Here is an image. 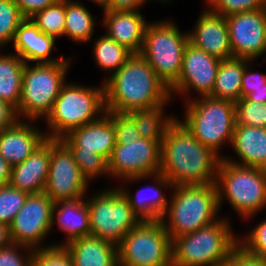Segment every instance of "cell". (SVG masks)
Segmentation results:
<instances>
[{"label": "cell", "mask_w": 266, "mask_h": 266, "mask_svg": "<svg viewBox=\"0 0 266 266\" xmlns=\"http://www.w3.org/2000/svg\"><path fill=\"white\" fill-rule=\"evenodd\" d=\"M221 158L202 145L179 121L168 127L161 142L162 173L173 186L216 184Z\"/></svg>", "instance_id": "obj_1"}, {"label": "cell", "mask_w": 266, "mask_h": 266, "mask_svg": "<svg viewBox=\"0 0 266 266\" xmlns=\"http://www.w3.org/2000/svg\"><path fill=\"white\" fill-rule=\"evenodd\" d=\"M103 84L106 112L127 114L172 100L170 89L140 53H133Z\"/></svg>", "instance_id": "obj_2"}, {"label": "cell", "mask_w": 266, "mask_h": 266, "mask_svg": "<svg viewBox=\"0 0 266 266\" xmlns=\"http://www.w3.org/2000/svg\"><path fill=\"white\" fill-rule=\"evenodd\" d=\"M172 193L171 202L161 219L172 240L180 235L195 232L219 219L216 184L173 186Z\"/></svg>", "instance_id": "obj_3"}, {"label": "cell", "mask_w": 266, "mask_h": 266, "mask_svg": "<svg viewBox=\"0 0 266 266\" xmlns=\"http://www.w3.org/2000/svg\"><path fill=\"white\" fill-rule=\"evenodd\" d=\"M224 217L172 240V266H225L238 237Z\"/></svg>", "instance_id": "obj_4"}, {"label": "cell", "mask_w": 266, "mask_h": 266, "mask_svg": "<svg viewBox=\"0 0 266 266\" xmlns=\"http://www.w3.org/2000/svg\"><path fill=\"white\" fill-rule=\"evenodd\" d=\"M101 85L91 87L67 81L45 118L50 130L46 137L60 139L72 129L93 122L106 113L103 82Z\"/></svg>", "instance_id": "obj_5"}, {"label": "cell", "mask_w": 266, "mask_h": 266, "mask_svg": "<svg viewBox=\"0 0 266 266\" xmlns=\"http://www.w3.org/2000/svg\"><path fill=\"white\" fill-rule=\"evenodd\" d=\"M185 105L184 120L179 121L202 145L223 159L219 150L223 143L231 145L236 124L235 103L211 96L190 100L188 96Z\"/></svg>", "instance_id": "obj_6"}, {"label": "cell", "mask_w": 266, "mask_h": 266, "mask_svg": "<svg viewBox=\"0 0 266 266\" xmlns=\"http://www.w3.org/2000/svg\"><path fill=\"white\" fill-rule=\"evenodd\" d=\"M216 187L219 209L225 198L243 219L252 218L266 207V170L221 159Z\"/></svg>", "instance_id": "obj_7"}, {"label": "cell", "mask_w": 266, "mask_h": 266, "mask_svg": "<svg viewBox=\"0 0 266 266\" xmlns=\"http://www.w3.org/2000/svg\"><path fill=\"white\" fill-rule=\"evenodd\" d=\"M70 60L64 58L55 63H26L23 72L22 94L17 112L18 118L34 121L45 119L51 112L62 86ZM21 116V117H20Z\"/></svg>", "instance_id": "obj_8"}, {"label": "cell", "mask_w": 266, "mask_h": 266, "mask_svg": "<svg viewBox=\"0 0 266 266\" xmlns=\"http://www.w3.org/2000/svg\"><path fill=\"white\" fill-rule=\"evenodd\" d=\"M188 32H180L171 21L148 23L140 54L170 88L179 78Z\"/></svg>", "instance_id": "obj_9"}, {"label": "cell", "mask_w": 266, "mask_h": 266, "mask_svg": "<svg viewBox=\"0 0 266 266\" xmlns=\"http://www.w3.org/2000/svg\"><path fill=\"white\" fill-rule=\"evenodd\" d=\"M95 194L86 201L90 235L118 245L141 220L117 186Z\"/></svg>", "instance_id": "obj_10"}, {"label": "cell", "mask_w": 266, "mask_h": 266, "mask_svg": "<svg viewBox=\"0 0 266 266\" xmlns=\"http://www.w3.org/2000/svg\"><path fill=\"white\" fill-rule=\"evenodd\" d=\"M119 266H172V239L161 221H141L118 244Z\"/></svg>", "instance_id": "obj_11"}, {"label": "cell", "mask_w": 266, "mask_h": 266, "mask_svg": "<svg viewBox=\"0 0 266 266\" xmlns=\"http://www.w3.org/2000/svg\"><path fill=\"white\" fill-rule=\"evenodd\" d=\"M161 168V143L139 138L131 141H116L108 159L109 175L130 181L150 178Z\"/></svg>", "instance_id": "obj_12"}, {"label": "cell", "mask_w": 266, "mask_h": 266, "mask_svg": "<svg viewBox=\"0 0 266 266\" xmlns=\"http://www.w3.org/2000/svg\"><path fill=\"white\" fill-rule=\"evenodd\" d=\"M88 183L70 150L59 139H50V166L44 189L50 199L54 203L82 199Z\"/></svg>", "instance_id": "obj_13"}, {"label": "cell", "mask_w": 266, "mask_h": 266, "mask_svg": "<svg viewBox=\"0 0 266 266\" xmlns=\"http://www.w3.org/2000/svg\"><path fill=\"white\" fill-rule=\"evenodd\" d=\"M53 206L45 192L29 194L9 226L12 243L34 250L45 248L42 241L51 233Z\"/></svg>", "instance_id": "obj_14"}, {"label": "cell", "mask_w": 266, "mask_h": 266, "mask_svg": "<svg viewBox=\"0 0 266 266\" xmlns=\"http://www.w3.org/2000/svg\"><path fill=\"white\" fill-rule=\"evenodd\" d=\"M225 17L232 57L254 61L266 53V8Z\"/></svg>", "instance_id": "obj_15"}, {"label": "cell", "mask_w": 266, "mask_h": 266, "mask_svg": "<svg viewBox=\"0 0 266 266\" xmlns=\"http://www.w3.org/2000/svg\"><path fill=\"white\" fill-rule=\"evenodd\" d=\"M220 62V59L188 41L183 55L180 76L169 88L172 100L173 94L187 96L193 89L200 97L209 96L215 85Z\"/></svg>", "instance_id": "obj_16"}, {"label": "cell", "mask_w": 266, "mask_h": 266, "mask_svg": "<svg viewBox=\"0 0 266 266\" xmlns=\"http://www.w3.org/2000/svg\"><path fill=\"white\" fill-rule=\"evenodd\" d=\"M59 140L68 149L95 152L108 161L116 145L113 119L106 112L99 119L72 129Z\"/></svg>", "instance_id": "obj_17"}, {"label": "cell", "mask_w": 266, "mask_h": 266, "mask_svg": "<svg viewBox=\"0 0 266 266\" xmlns=\"http://www.w3.org/2000/svg\"><path fill=\"white\" fill-rule=\"evenodd\" d=\"M189 42L206 53L225 60L232 58L226 17L209 9L203 11L194 31H188Z\"/></svg>", "instance_id": "obj_18"}, {"label": "cell", "mask_w": 266, "mask_h": 266, "mask_svg": "<svg viewBox=\"0 0 266 266\" xmlns=\"http://www.w3.org/2000/svg\"><path fill=\"white\" fill-rule=\"evenodd\" d=\"M29 122L20 119L0 131V155L11 166L24 162L47 139L43 131Z\"/></svg>", "instance_id": "obj_19"}, {"label": "cell", "mask_w": 266, "mask_h": 266, "mask_svg": "<svg viewBox=\"0 0 266 266\" xmlns=\"http://www.w3.org/2000/svg\"><path fill=\"white\" fill-rule=\"evenodd\" d=\"M50 166V139L47 138L24 162L11 167L10 185L27 192H44Z\"/></svg>", "instance_id": "obj_20"}, {"label": "cell", "mask_w": 266, "mask_h": 266, "mask_svg": "<svg viewBox=\"0 0 266 266\" xmlns=\"http://www.w3.org/2000/svg\"><path fill=\"white\" fill-rule=\"evenodd\" d=\"M103 15L102 24L107 28L105 34L132 53H140L149 23L140 10L104 11Z\"/></svg>", "instance_id": "obj_21"}, {"label": "cell", "mask_w": 266, "mask_h": 266, "mask_svg": "<svg viewBox=\"0 0 266 266\" xmlns=\"http://www.w3.org/2000/svg\"><path fill=\"white\" fill-rule=\"evenodd\" d=\"M55 40L41 32L30 19H25L15 32L12 46L25 63H55L64 59L50 57Z\"/></svg>", "instance_id": "obj_22"}, {"label": "cell", "mask_w": 266, "mask_h": 266, "mask_svg": "<svg viewBox=\"0 0 266 266\" xmlns=\"http://www.w3.org/2000/svg\"><path fill=\"white\" fill-rule=\"evenodd\" d=\"M240 161L223 159L240 166L266 170V128L235 124L231 145Z\"/></svg>", "instance_id": "obj_23"}, {"label": "cell", "mask_w": 266, "mask_h": 266, "mask_svg": "<svg viewBox=\"0 0 266 266\" xmlns=\"http://www.w3.org/2000/svg\"><path fill=\"white\" fill-rule=\"evenodd\" d=\"M149 177L153 178L152 181L154 180L155 185H147L137 190L135 196L129 192L130 190L124 188V186H121V188L119 186L117 187L128 199L129 205L141 221H161L169 204V200L162 193L161 188H173V184L160 172L151 174ZM145 189L147 192H151V195L148 196L145 193ZM142 193H145V196Z\"/></svg>", "instance_id": "obj_24"}, {"label": "cell", "mask_w": 266, "mask_h": 266, "mask_svg": "<svg viewBox=\"0 0 266 266\" xmlns=\"http://www.w3.org/2000/svg\"><path fill=\"white\" fill-rule=\"evenodd\" d=\"M74 266H119L118 245L92 235L74 239L64 245Z\"/></svg>", "instance_id": "obj_25"}, {"label": "cell", "mask_w": 266, "mask_h": 266, "mask_svg": "<svg viewBox=\"0 0 266 266\" xmlns=\"http://www.w3.org/2000/svg\"><path fill=\"white\" fill-rule=\"evenodd\" d=\"M55 221L67 235L66 242L56 243V246H64L74 239L90 235L89 209L83 198L55 202L52 210V228Z\"/></svg>", "instance_id": "obj_26"}, {"label": "cell", "mask_w": 266, "mask_h": 266, "mask_svg": "<svg viewBox=\"0 0 266 266\" xmlns=\"http://www.w3.org/2000/svg\"><path fill=\"white\" fill-rule=\"evenodd\" d=\"M245 58H229L221 60L214 88L209 96L236 103L242 98L241 86L245 66L249 62Z\"/></svg>", "instance_id": "obj_27"}, {"label": "cell", "mask_w": 266, "mask_h": 266, "mask_svg": "<svg viewBox=\"0 0 266 266\" xmlns=\"http://www.w3.org/2000/svg\"><path fill=\"white\" fill-rule=\"evenodd\" d=\"M25 64L15 52L0 55V100L11 105L16 111L21 100Z\"/></svg>", "instance_id": "obj_28"}, {"label": "cell", "mask_w": 266, "mask_h": 266, "mask_svg": "<svg viewBox=\"0 0 266 266\" xmlns=\"http://www.w3.org/2000/svg\"><path fill=\"white\" fill-rule=\"evenodd\" d=\"M161 104L149 109L133 110L127 115L135 122L141 138L152 141L164 139L168 127L175 121L176 116H164V106Z\"/></svg>", "instance_id": "obj_29"}, {"label": "cell", "mask_w": 266, "mask_h": 266, "mask_svg": "<svg viewBox=\"0 0 266 266\" xmlns=\"http://www.w3.org/2000/svg\"><path fill=\"white\" fill-rule=\"evenodd\" d=\"M97 19L82 3L65 0L64 36L78 43H85L92 39Z\"/></svg>", "instance_id": "obj_30"}, {"label": "cell", "mask_w": 266, "mask_h": 266, "mask_svg": "<svg viewBox=\"0 0 266 266\" xmlns=\"http://www.w3.org/2000/svg\"><path fill=\"white\" fill-rule=\"evenodd\" d=\"M93 54L98 67L115 73L133 53L104 34L95 40Z\"/></svg>", "instance_id": "obj_31"}, {"label": "cell", "mask_w": 266, "mask_h": 266, "mask_svg": "<svg viewBox=\"0 0 266 266\" xmlns=\"http://www.w3.org/2000/svg\"><path fill=\"white\" fill-rule=\"evenodd\" d=\"M43 33L54 37L64 36L65 0L46 7L29 18Z\"/></svg>", "instance_id": "obj_32"}, {"label": "cell", "mask_w": 266, "mask_h": 266, "mask_svg": "<svg viewBox=\"0 0 266 266\" xmlns=\"http://www.w3.org/2000/svg\"><path fill=\"white\" fill-rule=\"evenodd\" d=\"M24 20L13 0H0V49L12 43L17 28Z\"/></svg>", "instance_id": "obj_33"}, {"label": "cell", "mask_w": 266, "mask_h": 266, "mask_svg": "<svg viewBox=\"0 0 266 266\" xmlns=\"http://www.w3.org/2000/svg\"><path fill=\"white\" fill-rule=\"evenodd\" d=\"M69 150L88 182L102 176L101 174L109 175L108 161L103 156L95 152L82 151V149Z\"/></svg>", "instance_id": "obj_34"}, {"label": "cell", "mask_w": 266, "mask_h": 266, "mask_svg": "<svg viewBox=\"0 0 266 266\" xmlns=\"http://www.w3.org/2000/svg\"><path fill=\"white\" fill-rule=\"evenodd\" d=\"M28 195L10 184L0 186V223L10 226Z\"/></svg>", "instance_id": "obj_35"}, {"label": "cell", "mask_w": 266, "mask_h": 266, "mask_svg": "<svg viewBox=\"0 0 266 266\" xmlns=\"http://www.w3.org/2000/svg\"><path fill=\"white\" fill-rule=\"evenodd\" d=\"M236 124L266 128V103L241 98L235 103Z\"/></svg>", "instance_id": "obj_36"}, {"label": "cell", "mask_w": 266, "mask_h": 266, "mask_svg": "<svg viewBox=\"0 0 266 266\" xmlns=\"http://www.w3.org/2000/svg\"><path fill=\"white\" fill-rule=\"evenodd\" d=\"M251 62L245 66L242 78L241 94L242 98L254 102L266 103V74L259 72H251ZM250 67L248 68V66Z\"/></svg>", "instance_id": "obj_37"}, {"label": "cell", "mask_w": 266, "mask_h": 266, "mask_svg": "<svg viewBox=\"0 0 266 266\" xmlns=\"http://www.w3.org/2000/svg\"><path fill=\"white\" fill-rule=\"evenodd\" d=\"M31 266H74V264L65 246L52 244L34 250Z\"/></svg>", "instance_id": "obj_38"}, {"label": "cell", "mask_w": 266, "mask_h": 266, "mask_svg": "<svg viewBox=\"0 0 266 266\" xmlns=\"http://www.w3.org/2000/svg\"><path fill=\"white\" fill-rule=\"evenodd\" d=\"M210 11L223 16L266 8V0H206Z\"/></svg>", "instance_id": "obj_39"}, {"label": "cell", "mask_w": 266, "mask_h": 266, "mask_svg": "<svg viewBox=\"0 0 266 266\" xmlns=\"http://www.w3.org/2000/svg\"><path fill=\"white\" fill-rule=\"evenodd\" d=\"M243 238L242 240L238 238V246L241 249L249 255L266 259V220L258 223Z\"/></svg>", "instance_id": "obj_40"}, {"label": "cell", "mask_w": 266, "mask_h": 266, "mask_svg": "<svg viewBox=\"0 0 266 266\" xmlns=\"http://www.w3.org/2000/svg\"><path fill=\"white\" fill-rule=\"evenodd\" d=\"M18 248L20 250L26 249L28 251V255L19 254ZM34 249L16 244L11 243L9 246L0 248V266H31L32 263V256H33Z\"/></svg>", "instance_id": "obj_41"}, {"label": "cell", "mask_w": 266, "mask_h": 266, "mask_svg": "<svg viewBox=\"0 0 266 266\" xmlns=\"http://www.w3.org/2000/svg\"><path fill=\"white\" fill-rule=\"evenodd\" d=\"M113 119L116 141H131L141 138L135 122L125 113L107 112Z\"/></svg>", "instance_id": "obj_42"}, {"label": "cell", "mask_w": 266, "mask_h": 266, "mask_svg": "<svg viewBox=\"0 0 266 266\" xmlns=\"http://www.w3.org/2000/svg\"><path fill=\"white\" fill-rule=\"evenodd\" d=\"M225 266H266V259L249 255L237 246Z\"/></svg>", "instance_id": "obj_43"}, {"label": "cell", "mask_w": 266, "mask_h": 266, "mask_svg": "<svg viewBox=\"0 0 266 266\" xmlns=\"http://www.w3.org/2000/svg\"><path fill=\"white\" fill-rule=\"evenodd\" d=\"M25 19H29L35 13L42 11L48 6L57 3L59 0H13Z\"/></svg>", "instance_id": "obj_44"}, {"label": "cell", "mask_w": 266, "mask_h": 266, "mask_svg": "<svg viewBox=\"0 0 266 266\" xmlns=\"http://www.w3.org/2000/svg\"><path fill=\"white\" fill-rule=\"evenodd\" d=\"M149 0H108L104 11H137Z\"/></svg>", "instance_id": "obj_45"}, {"label": "cell", "mask_w": 266, "mask_h": 266, "mask_svg": "<svg viewBox=\"0 0 266 266\" xmlns=\"http://www.w3.org/2000/svg\"><path fill=\"white\" fill-rule=\"evenodd\" d=\"M19 120L16 110L0 100V131L13 126Z\"/></svg>", "instance_id": "obj_46"}, {"label": "cell", "mask_w": 266, "mask_h": 266, "mask_svg": "<svg viewBox=\"0 0 266 266\" xmlns=\"http://www.w3.org/2000/svg\"><path fill=\"white\" fill-rule=\"evenodd\" d=\"M11 167L12 166L0 155V186L10 184Z\"/></svg>", "instance_id": "obj_47"}, {"label": "cell", "mask_w": 266, "mask_h": 266, "mask_svg": "<svg viewBox=\"0 0 266 266\" xmlns=\"http://www.w3.org/2000/svg\"><path fill=\"white\" fill-rule=\"evenodd\" d=\"M12 243L10 237L9 226L3 223H0V248L9 246Z\"/></svg>", "instance_id": "obj_48"}, {"label": "cell", "mask_w": 266, "mask_h": 266, "mask_svg": "<svg viewBox=\"0 0 266 266\" xmlns=\"http://www.w3.org/2000/svg\"><path fill=\"white\" fill-rule=\"evenodd\" d=\"M91 1H94L98 6L102 7L103 11L106 8L107 2H108V0H91Z\"/></svg>", "instance_id": "obj_49"}, {"label": "cell", "mask_w": 266, "mask_h": 266, "mask_svg": "<svg viewBox=\"0 0 266 266\" xmlns=\"http://www.w3.org/2000/svg\"><path fill=\"white\" fill-rule=\"evenodd\" d=\"M155 1H161L162 3H164V2H168L169 0H155ZM171 1V0H170Z\"/></svg>", "instance_id": "obj_50"}]
</instances>
